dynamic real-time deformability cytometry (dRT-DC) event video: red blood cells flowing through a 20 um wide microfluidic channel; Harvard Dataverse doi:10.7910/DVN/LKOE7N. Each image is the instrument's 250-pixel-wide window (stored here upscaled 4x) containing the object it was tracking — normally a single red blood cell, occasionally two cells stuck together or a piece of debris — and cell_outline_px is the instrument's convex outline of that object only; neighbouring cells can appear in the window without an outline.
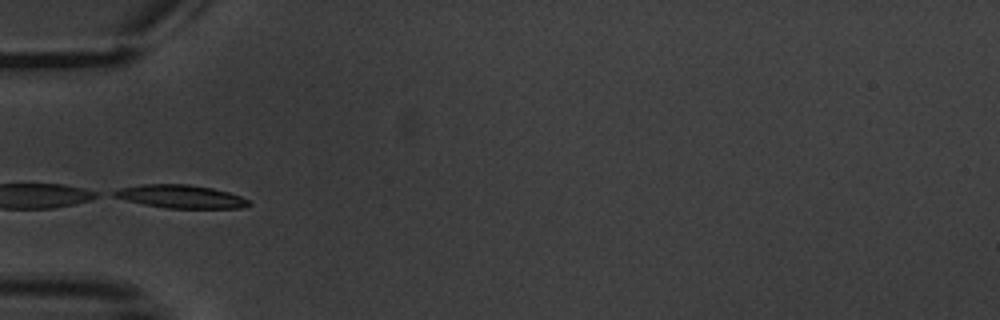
{"species": "common noctule bat (a hibernating species)", "species_latin": "Nyctalus noctula", "temperature_condition": "warm", "stored_images_in_passage": 6, "camera_frame_rate_fps": 3000, "um_per_image_px": 0.085, "animal": {"sex": "male", "body_mass_g": 20.1, "forearm_length_mm": 53.5}, "frame": {"image": 1, "passage_image": 5, "time_ms": 5.0, "image_size_px": [1000, 320], "cell_outline_px": [[252, 204], [240, 208], [168, 208], [144, 204], [112, 196], [108, 192], [120, 188], [144, 184], [188, 184], [212, 188], [228, 192], [240, 196], [248, 200]], "centroid_in_image_um": [15.34, 16.7], "position_along_channel_um": 69.7, "area_um2": 18.09}}